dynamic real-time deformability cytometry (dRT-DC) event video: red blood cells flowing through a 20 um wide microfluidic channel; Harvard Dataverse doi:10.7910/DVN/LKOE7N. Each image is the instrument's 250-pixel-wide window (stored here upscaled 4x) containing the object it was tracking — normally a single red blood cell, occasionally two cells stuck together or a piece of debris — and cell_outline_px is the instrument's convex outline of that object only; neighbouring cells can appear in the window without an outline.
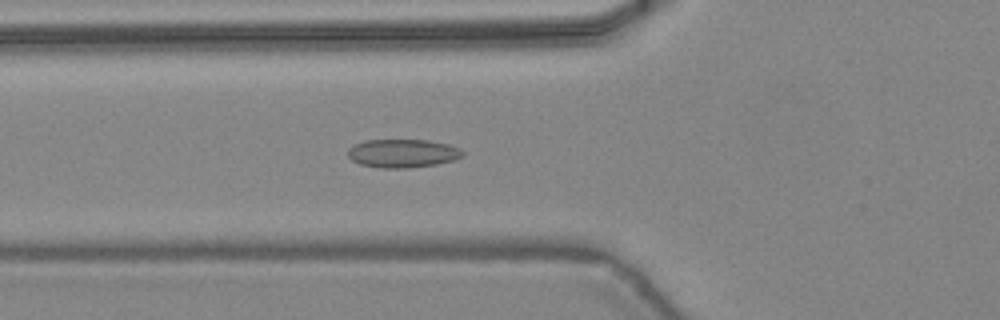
{"species": "common noctule bat (a hibernating species)", "species_latin": "Nyctalus noctula", "temperature_condition": "warm", "stored_images_in_passage": 47, "camera_frame_rate_fps": 3000, "um_per_image_px": 0.085, "animal": {"sex": "female", "body_mass_g": 24.6, "forearm_length_mm": 56.2}, "frame": {"image": 1, "passage_image": 18, "time_ms": 5.667, "image_size_px": [1000, 320], "cell_outline_px": [[464, 156], [452, 160], [436, 164], [408, 168], [380, 168], [360, 164], [352, 160], [348, 156], [348, 148], [352, 144], [364, 140], [428, 140], [448, 144], [460, 148], [464, 152]], "centroid_in_image_um": [34.2, 13.03], "position_along_channel_um": 91.6, "area_um2": 19.13}}
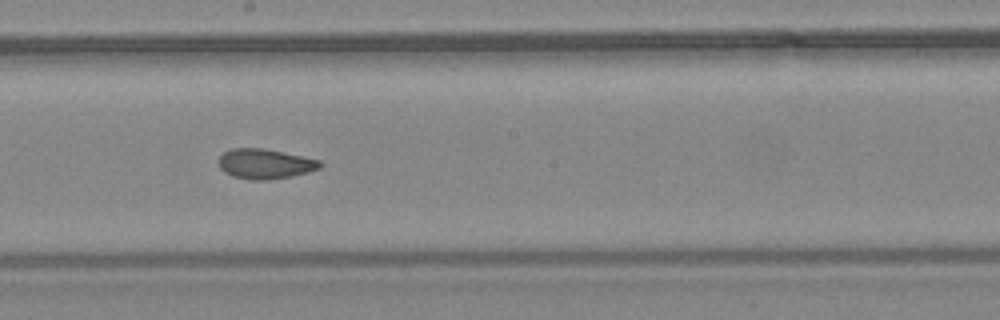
{"frame": {"image": 2, "passage_image": 27, "time_ms": 8.667, "image_size_px": [1000, 320], "cell_outline_px": [[324, 164], [320, 168], [308, 172], [292, 176], [268, 180], [248, 180], [232, 176], [224, 172], [220, 168], [220, 156], [224, 152], [232, 148], [264, 148], [320, 160]], "centroid_in_image_um": [22.54, 13.93], "position_along_channel_um": 225.7, "area_um2": 17.74}}
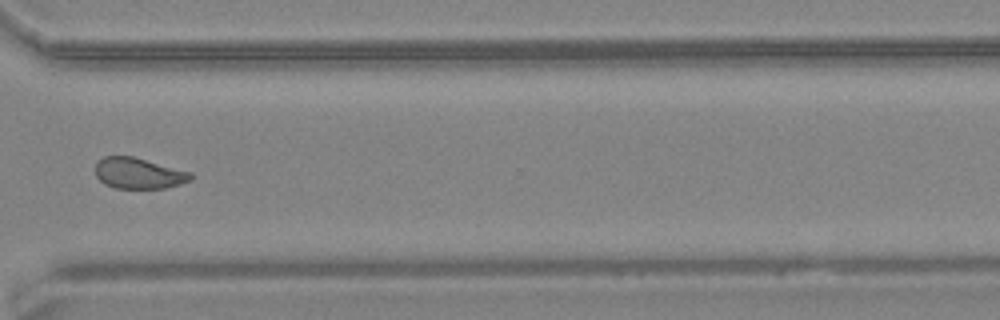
{"frame": {"image": 3, "passage_image": 36, "time_ms": 11.667, "image_size_px": [1000, 320], "cell_outline_px": [[192, 180], [180, 184], [164, 188], [116, 188], [104, 184], [96, 176], [96, 164], [104, 156], [132, 156], [192, 172]], "centroid_in_image_um": [11.8, 14.73], "position_along_channel_um": 358.8, "area_um2": 17.11}, "authors_computed_cell_mechanics": {"area_um2": 18.1492, "velocity_mm_per_s": 4.4537, "shape_relaxation_time_tau1_ms": null, "shape_relaxation_time_tau2_ms": 1.6908, "deformation_change_tau1": null, "deformation_change_tau2": 0.0805}}